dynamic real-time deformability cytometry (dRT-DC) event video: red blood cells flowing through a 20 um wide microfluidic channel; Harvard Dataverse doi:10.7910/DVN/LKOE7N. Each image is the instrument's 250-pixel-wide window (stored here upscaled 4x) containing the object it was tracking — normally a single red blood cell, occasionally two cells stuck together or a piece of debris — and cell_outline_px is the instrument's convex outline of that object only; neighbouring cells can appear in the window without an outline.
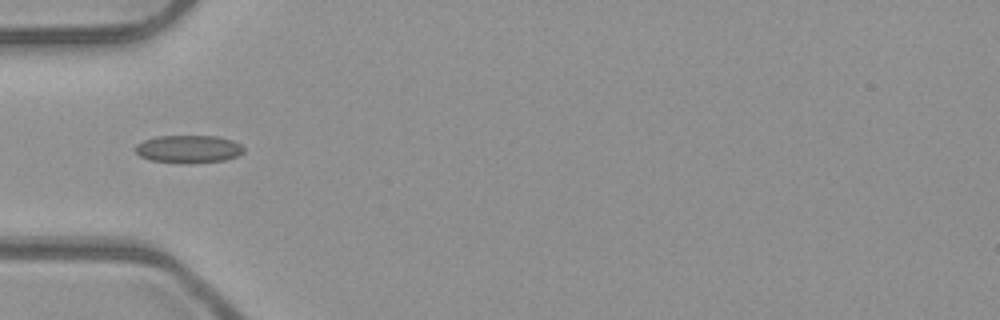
{"species": "common noctule bat (a hibernating species)", "species_latin": "Nyctalus noctula", "temperature_condition": "room temperature", "stored_images_in_passage": 18, "camera_frame_rate_fps": 3000, "um_per_image_px": 0.085, "animal": {"sex": "male", "body_mass_g": 23.1, "forearm_length_mm": 52.7}, "frame": {"image": 1, "passage_image": 6, "time_ms": 1.667, "image_size_px": [1000, 320], "cell_outline_px": [[244, 152], [236, 156], [224, 160], [192, 164], [180, 164], [152, 160], [140, 156], [136, 152], [136, 144], [144, 140], [156, 136], [216, 136], [232, 140], [240, 144], [244, 148]], "centroid_in_image_um": [16.03, 12.68], "position_along_channel_um": 69.0, "area_um2": 17.69}}